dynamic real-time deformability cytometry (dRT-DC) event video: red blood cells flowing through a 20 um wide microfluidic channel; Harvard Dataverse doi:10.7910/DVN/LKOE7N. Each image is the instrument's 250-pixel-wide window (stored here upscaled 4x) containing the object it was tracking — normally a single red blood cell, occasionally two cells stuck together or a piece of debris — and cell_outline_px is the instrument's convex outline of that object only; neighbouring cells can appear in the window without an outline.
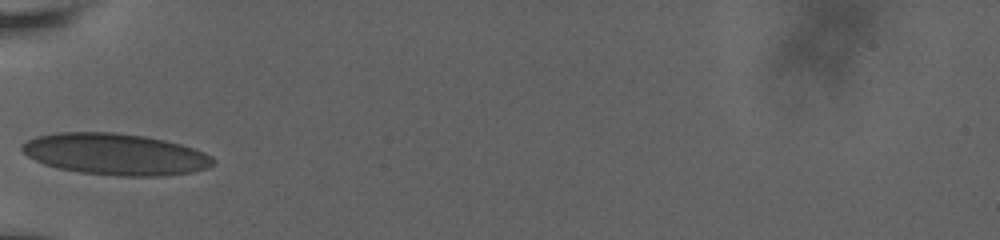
{"species": "human", "species_latin": "Homo sapiens", "temperature_condition": "room temperature", "stored_images_in_passage": 20, "camera_frame_rate_fps": 3000, "um_per_image_px": 0.085, "donor": {"sex": "male"}, "frame": {"image": 1, "passage_image": 1, "time_ms": 0.0, "image_size_px": [1000, 240], "cell_outline_px": [[216, 160], [208, 168], [192, 172], [160, 176], [120, 176], [80, 172], [56, 168], [44, 164], [28, 156], [20, 148], [20, 144], [36, 136], [56, 132], [112, 132], [144, 136], [164, 140], [180, 144], [204, 152], [212, 156]], "centroid_in_image_um": [9.79, 13.1], "position_along_channel_um": 75.2, "area_um2": 46.24}}
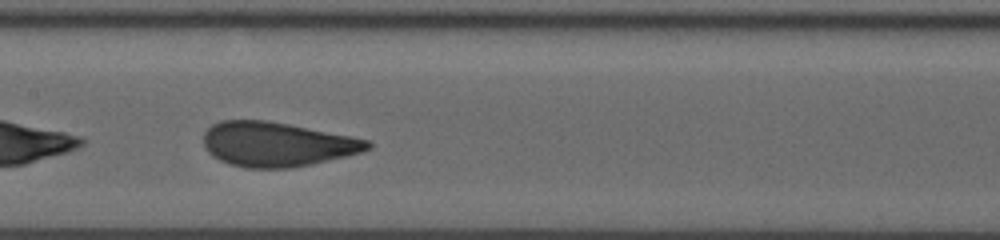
{"frame": {"image": 2, "passage_image": 10, "time_ms": 3.0, "image_size_px": [1000, 240], "cell_outline_px": [[372, 148], [348, 156], [312, 164], [292, 168], [248, 168], [228, 164], [212, 156], [208, 152], [204, 144], [204, 132], [212, 124], [220, 120], [268, 120], [368, 140], [372, 144]], "centroid_in_image_um": [23.51, 12.27], "position_along_channel_um": 183.9, "area_um2": 42.48}}
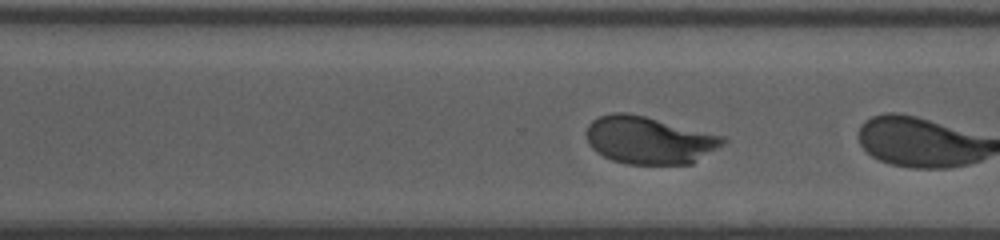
{"frame": {"image": 3, "passage_image": 19, "time_ms": 6.0, "image_size_px": [1000, 240], "cell_outline_px": [[728, 140], [724, 144], [692, 164], [624, 164], [612, 160], [596, 152], [588, 144], [588, 124], [592, 120], [600, 116], [612, 112], [624, 112], [644, 116], [724, 136]], "centroid_in_image_um": [55.18, 11.92], "position_along_channel_um": 315.4, "area_um2": 37.69}}